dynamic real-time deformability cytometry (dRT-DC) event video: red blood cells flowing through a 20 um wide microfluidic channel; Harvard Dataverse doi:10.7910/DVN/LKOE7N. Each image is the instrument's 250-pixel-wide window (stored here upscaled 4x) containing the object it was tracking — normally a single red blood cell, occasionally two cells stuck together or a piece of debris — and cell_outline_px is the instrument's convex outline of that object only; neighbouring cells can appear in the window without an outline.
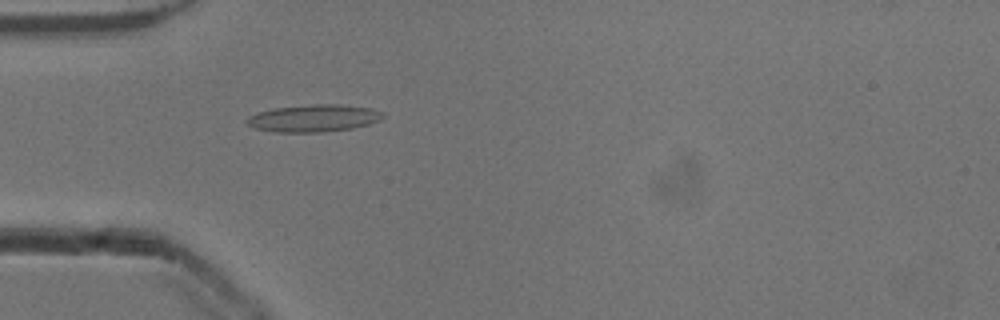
{"species": "common noctule bat (a hibernating species)", "species_latin": "Nyctalus noctula", "temperature_condition": "cold", "stored_images_in_passage": 43, "camera_frame_rate_fps": 3000, "um_per_image_px": 0.085, "animal": {"sex": "male", "body_mass_g": 13.3}, "frame": {"image": 1, "passage_image": 6, "time_ms": 1.667, "image_size_px": [1000, 320], "cell_outline_px": [[384, 116], [380, 120], [368, 124], [352, 128], [320, 132], [276, 132], [252, 128], [244, 120], [248, 116], [256, 112], [276, 108], [312, 104], [340, 104], [372, 108], [384, 112]], "centroid_in_image_um": [26.65, 10.04], "position_along_channel_um": 58.4, "area_um2": 21.73}}
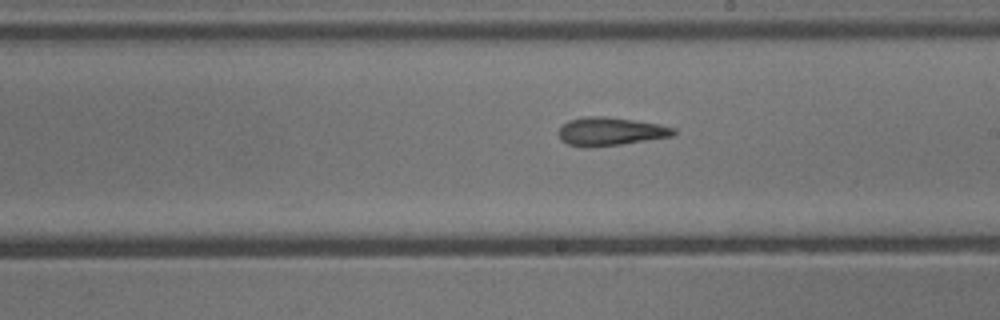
{"frame": {"image": 2, "passage_image": 20, "time_ms": 6.333, "image_size_px": [1000, 320], "cell_outline_px": [[676, 132], [672, 136], [620, 144], [588, 148], [568, 144], [560, 140], [560, 128], [568, 120], [584, 116], [604, 116], [660, 124], [676, 128]], "centroid_in_image_um": [51.88, 11.17], "position_along_channel_um": 237.1, "area_um2": 18.84}}
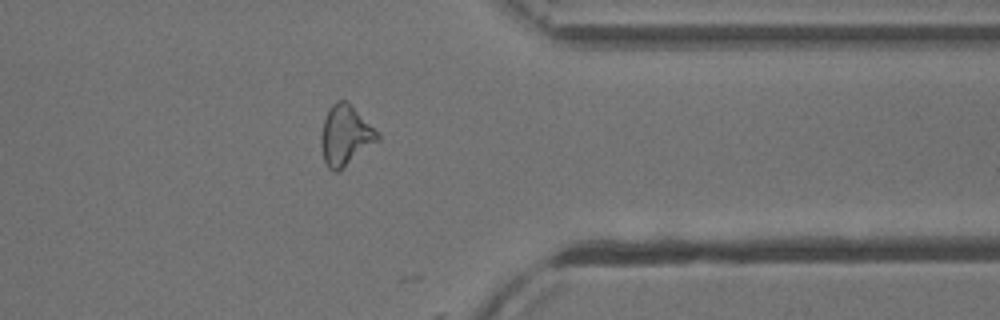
{"frame": {"image": 3, "passage_image": 32, "time_ms": 10.333, "image_size_px": [1000, 320], "cell_outline_px": [[380, 140], [340, 172], [332, 172], [328, 168], [324, 160], [320, 144], [320, 136], [324, 120], [332, 104], [336, 100], [344, 100], [380, 136]], "centroid_in_image_um": [29.32, 11.61], "position_along_channel_um": 382.1, "area_um2": 19.48}, "authors_computed_cell_mechanics": {"area_um2": 18.8428, "velocity_mm_per_s": 3.8888, "shape_relaxation_time_tau1_ms": null, "shape_relaxation_time_tau2_ms": 2.7231, "deformation_change_tau1": null, "deformation_change_tau2": 0.1155}}